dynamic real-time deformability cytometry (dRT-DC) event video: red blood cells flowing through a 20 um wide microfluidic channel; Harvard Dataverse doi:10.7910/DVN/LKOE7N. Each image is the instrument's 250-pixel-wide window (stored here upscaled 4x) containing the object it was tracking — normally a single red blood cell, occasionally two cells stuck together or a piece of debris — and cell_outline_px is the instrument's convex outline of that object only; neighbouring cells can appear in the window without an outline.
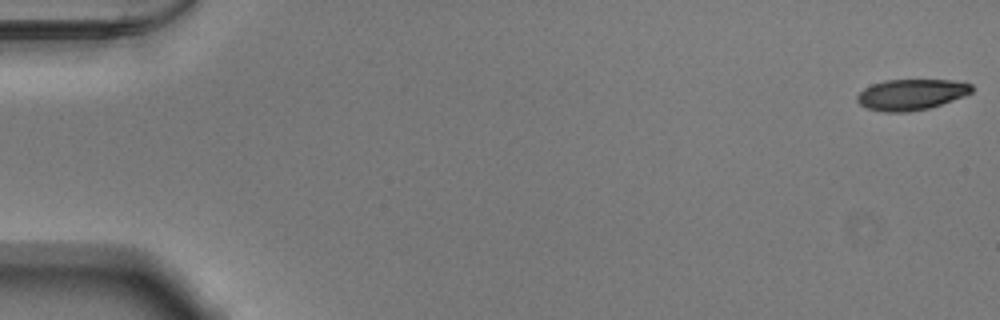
{"species": "Egyptian fruit bat (a non-hibernating species)", "species_latin": "Rousettus aegyptiacus", "temperature_condition": "warm", "stored_images_in_passage": 53, "camera_frame_rate_fps": 3000, "um_per_image_px": 0.085, "animal": {"sex": "male"}, "frame": {"image": 1, "passage_image": 1, "time_ms": 0.0, "image_size_px": [1000, 320], "cell_outline_px": [[972, 92], [964, 96], [928, 108], [908, 112], [884, 112], [868, 108], [860, 104], [856, 100], [856, 96], [864, 88], [872, 84], [884, 80], [952, 80], [972, 84]], "centroid_in_image_um": [77.43, 8.03], "position_along_channel_um": 7.6, "area_um2": 20.52}}
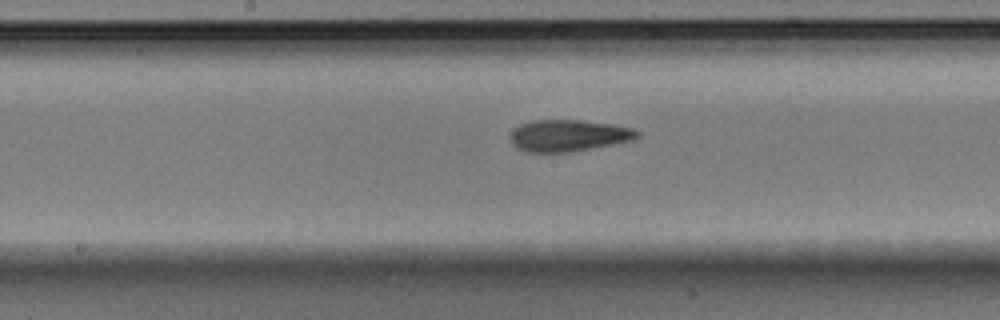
{"frame": {"image": 2, "passage_image": 28, "time_ms": 9.0, "image_size_px": [1000, 320], "cell_outline_px": [[640, 136], [632, 140], [572, 152], [524, 152], [516, 148], [512, 144], [512, 132], [520, 124], [532, 120], [584, 120], [612, 124], [632, 128], [640, 132]], "centroid_in_image_um": [48.33, 11.52], "position_along_channel_um": 199.9, "area_um2": 23.41}}
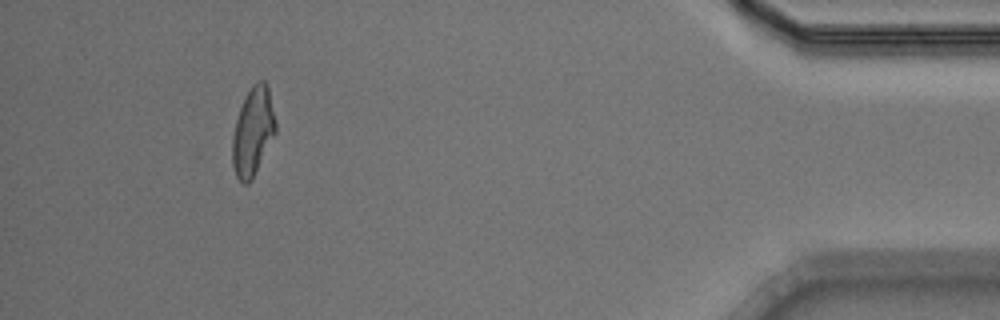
{"frame": {"image": 3, "passage_image": 49, "time_ms": 16.0, "image_size_px": [1000, 320], "cell_outline_px": [[276, 132], [252, 180], [248, 184], [244, 184], [236, 176], [232, 164], [232, 136], [236, 120], [244, 96], [252, 84], [256, 80], [264, 80], [268, 84], [276, 120]], "centroid_in_image_um": [21.5, 11.15], "position_along_channel_um": 413.7, "area_um2": 22.54}, "authors_computed_cell_mechanics": {"area_um2": 22.4264, "velocity_mm_per_s": 3.8886, "shape_relaxation_time_tau1_ms": 3.0939, "shape_relaxation_time_tau2_ms": 2.1649, "deformation_change_tau1": 0.1693, "deformation_change_tau2": 0.1145}}